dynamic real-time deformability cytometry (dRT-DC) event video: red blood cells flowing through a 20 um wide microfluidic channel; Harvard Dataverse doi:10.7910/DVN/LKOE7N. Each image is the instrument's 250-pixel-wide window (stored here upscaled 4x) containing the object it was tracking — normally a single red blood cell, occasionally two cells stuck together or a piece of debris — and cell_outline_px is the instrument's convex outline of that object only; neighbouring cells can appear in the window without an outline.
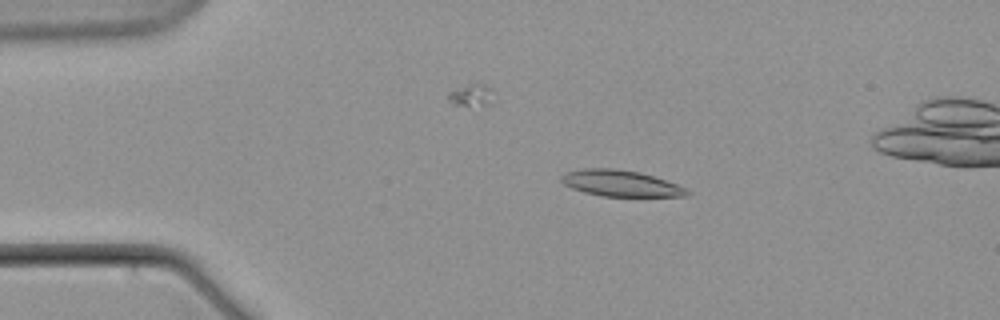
{"species": "common noctule bat (a hibernating species)", "species_latin": "Nyctalus noctula", "temperature_condition": "warm", "stored_images_in_passage": 8, "camera_frame_rate_fps": 3000, "um_per_image_px": 0.085, "animal": {"sex": "male", "body_mass_g": 21.5, "forearm_length_mm": 52.0}, "frame": {"image": 1, "passage_image": 6, "time_ms": 6.0, "image_size_px": [1000, 320], "cell_outline_px": [[692, 192], [688, 196], [604, 196], [584, 192], [572, 188], [564, 184], [560, 180], [560, 176], [568, 172], [584, 168], [616, 168], [640, 172], [688, 188]], "centroid_in_image_um": [52.77, 15.58], "position_along_channel_um": 32.2, "area_um2": 19.13}}